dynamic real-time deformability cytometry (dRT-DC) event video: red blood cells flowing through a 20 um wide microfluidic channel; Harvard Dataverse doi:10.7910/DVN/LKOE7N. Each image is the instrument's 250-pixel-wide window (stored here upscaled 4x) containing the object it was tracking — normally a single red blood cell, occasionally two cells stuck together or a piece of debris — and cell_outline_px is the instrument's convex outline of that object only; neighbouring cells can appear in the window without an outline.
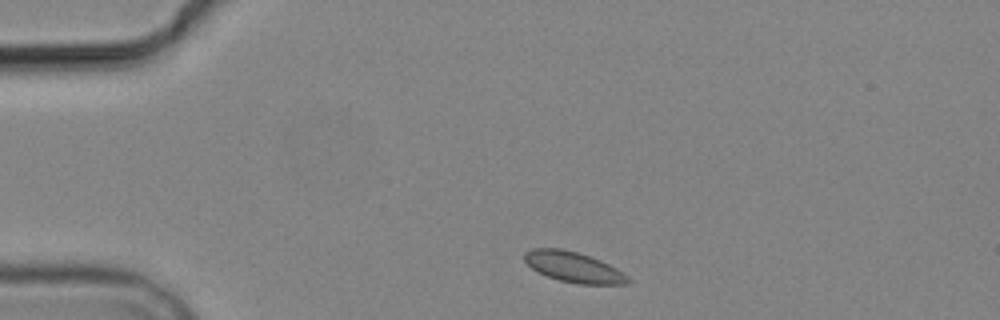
{"species": "common noctule bat (a hibernating species)", "species_latin": "Nyctalus noctula", "temperature_condition": "cold", "stored_images_in_passage": 5, "camera_frame_rate_fps": 3000, "um_per_image_px": 0.085, "animal": {"sex": "male", "body_mass_g": 19.2, "forearm_length_mm": 51.8}, "frame": {"image": 1, "passage_image": 1, "time_ms": 0.0, "image_size_px": [1000, 320], "cell_outline_px": [[632, 280], [628, 284], [576, 284], [560, 280], [548, 276], [532, 268], [524, 260], [524, 252], [532, 248], [560, 248], [576, 252], [600, 260], [616, 268], [628, 276]], "centroid_in_image_um": [48.76, 22.7], "position_along_channel_um": 36.2, "area_um2": 18.21}}
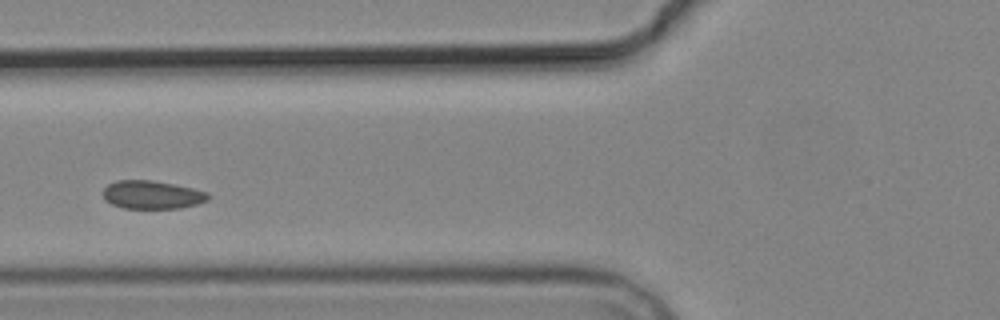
{"frame": {"image": 2, "passage_image": 4, "time_ms": 3.333, "image_size_px": [1000, 320], "cell_outline_px": [[212, 196], [208, 200], [196, 204], [180, 208], [124, 208], [112, 204], [104, 200], [104, 188], [108, 184], [116, 180], [152, 180], [192, 188], [208, 192]], "centroid_in_image_um": [12.93, 16.55], "position_along_channel_um": 112.9, "area_um2": 17.28}}
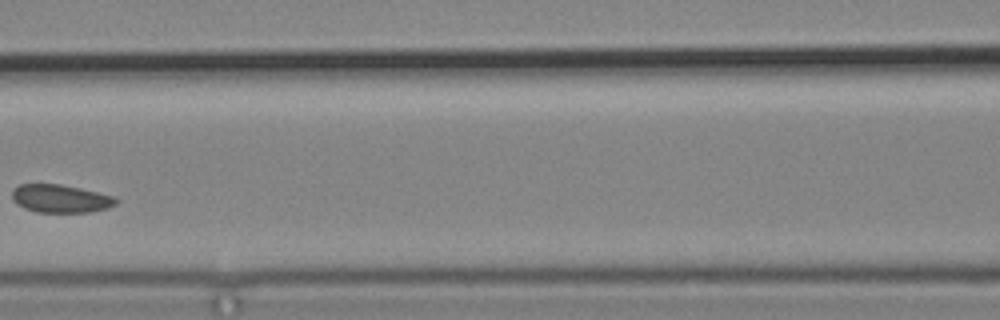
{"frame": {"image": 3, "passage_image": 5, "time_ms": 4.667, "image_size_px": [1000, 320], "cell_outline_px": [[116, 204], [108, 208], [88, 212], [36, 212], [24, 208], [16, 204], [12, 200], [12, 188], [20, 184], [60, 184], [80, 188], [112, 196], [116, 200]], "centroid_in_image_um": [5.07, 16.88], "position_along_channel_um": 161.5, "area_um2": 16.94}}